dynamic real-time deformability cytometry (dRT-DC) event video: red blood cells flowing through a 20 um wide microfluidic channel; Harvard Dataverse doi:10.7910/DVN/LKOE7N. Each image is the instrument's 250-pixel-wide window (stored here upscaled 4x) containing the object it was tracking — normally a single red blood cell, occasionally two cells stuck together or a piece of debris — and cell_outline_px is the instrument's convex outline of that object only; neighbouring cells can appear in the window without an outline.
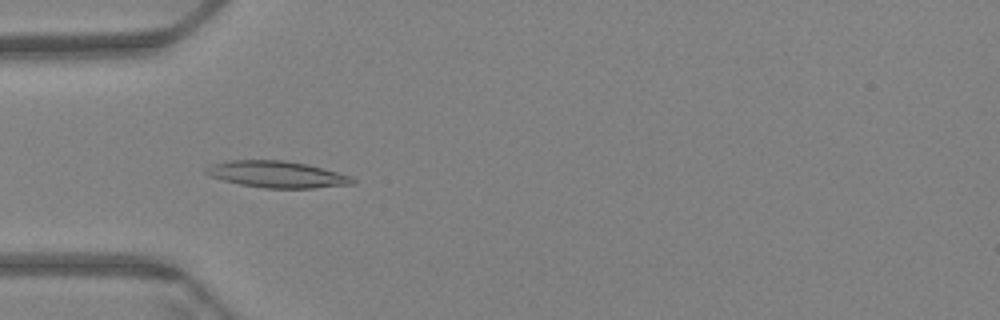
{"species": "Egyptian fruit bat (a non-hibernating species)", "species_latin": "Rousettus aegyptiacus", "temperature_condition": "warm", "stored_images_in_passage": 59, "camera_frame_rate_fps": 3000, "um_per_image_px": 0.085, "animal": {"sex": "female"}, "frame": {"image": 1, "passage_image": 18, "time_ms": 5.667, "image_size_px": [1000, 320], "cell_outline_px": [[356, 184], [312, 188], [264, 188], [240, 184], [208, 176], [204, 172], [204, 168], [212, 164], [228, 160], [284, 160], [308, 164], [352, 176], [356, 180]], "centroid_in_image_um": [23.55, 14.82], "position_along_channel_um": 61.5, "area_um2": 22.89}}
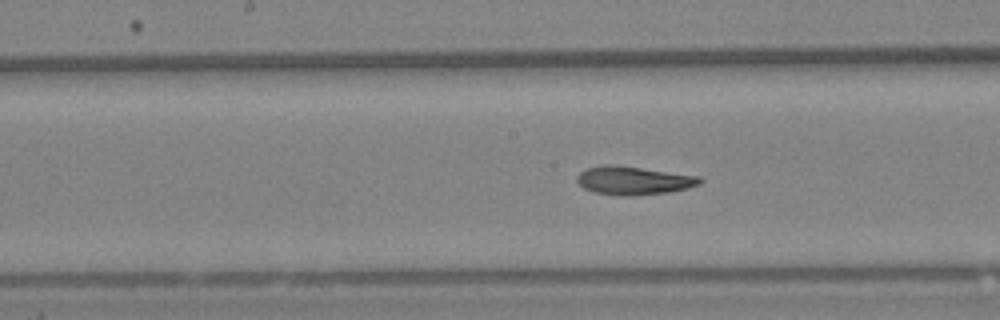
{"frame": {"image": 2, "passage_image": 30, "time_ms": 9.667, "image_size_px": [1000, 320], "cell_outline_px": [[704, 180], [700, 184], [688, 188], [668, 192], [632, 196], [620, 196], [592, 192], [584, 188], [576, 180], [576, 176], [584, 168], [604, 164], [612, 164], [700, 176]], "centroid_in_image_um": [53.83, 15.34], "position_along_channel_um": 194.4, "area_um2": 20.52}}
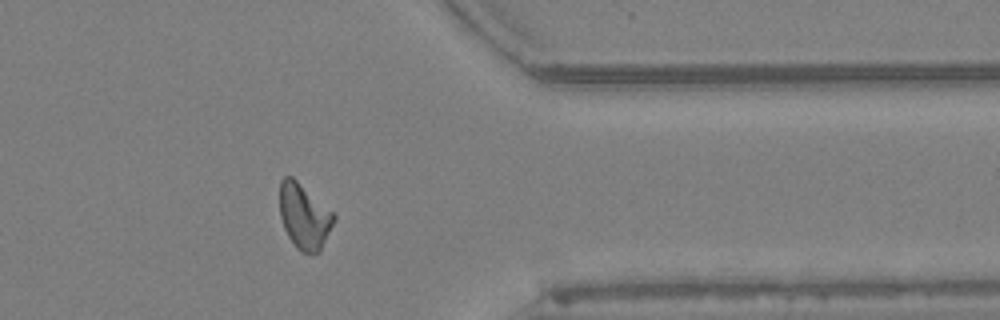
{"frame": {"image": 3, "passage_image": 48, "time_ms": 15.667, "image_size_px": [1000, 320], "cell_outline_px": [[336, 220], [320, 252], [300, 252], [296, 248], [288, 236], [284, 228], [280, 216], [280, 180], [284, 176], [292, 176], [332, 212], [336, 216]], "centroid_in_image_um": [25.85, 18.4], "position_along_channel_um": 385.5, "area_um2": 20.46}, "authors_computed_cell_mechanics": {"area_um2": 20.4612, "velocity_mm_per_s": 3.3949, "shape_relaxation_time_tau1_ms": 7.4118, "shape_relaxation_time_tau2_ms": 2.9463, "deformation_change_tau1": 0.1994, "deformation_change_tau2": 0.0989}}